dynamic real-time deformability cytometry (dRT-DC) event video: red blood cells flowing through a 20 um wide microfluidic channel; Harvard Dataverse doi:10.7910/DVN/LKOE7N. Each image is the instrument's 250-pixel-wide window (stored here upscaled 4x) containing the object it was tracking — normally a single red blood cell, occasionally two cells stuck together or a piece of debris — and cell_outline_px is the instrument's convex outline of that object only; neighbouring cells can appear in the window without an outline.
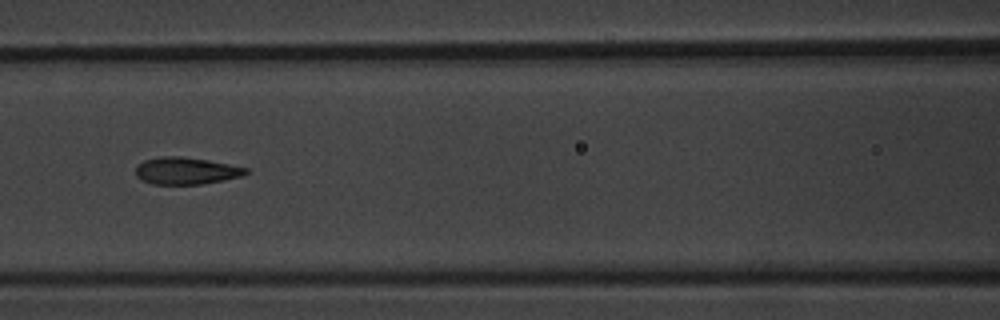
{"species": "common noctule bat (a hibernating species)", "species_latin": "Nyctalus noctula", "temperature_condition": "warm", "stored_images_in_passage": 8, "camera_frame_rate_fps": 3000, "um_per_image_px": 0.085, "animal": {"sex": "male", "body_mass_g": 20.1, "forearm_length_mm": 53.5}, "frame": {"image": 1, "passage_image": 6, "time_ms": 6.0, "image_size_px": [1000, 320], "cell_outline_px": [[248, 172], [240, 176], [224, 180], [200, 184], [152, 184], [140, 180], [136, 176], [136, 164], [144, 160], [160, 156], [184, 156], [208, 160], [248, 168]], "centroid_in_image_um": [15.76, 14.51], "position_along_channel_um": 150.8, "area_um2": 17.46}}
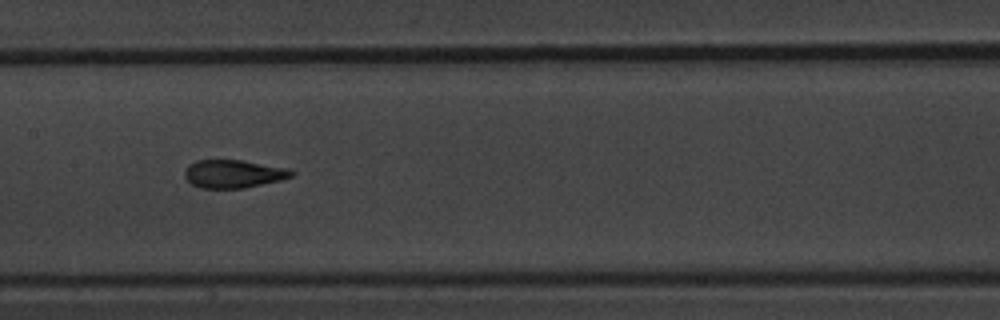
{"frame": {"image": 2, "passage_image": 7, "time_ms": 7.0, "image_size_px": [1000, 320], "cell_outline_px": [[296, 172], [292, 176], [280, 180], [244, 188], [200, 188], [192, 184], [184, 176], [184, 172], [188, 164], [196, 160], [240, 160], [288, 168]], "centroid_in_image_um": [19.83, 14.77], "position_along_channel_um": 187.6, "area_um2": 17.46}}
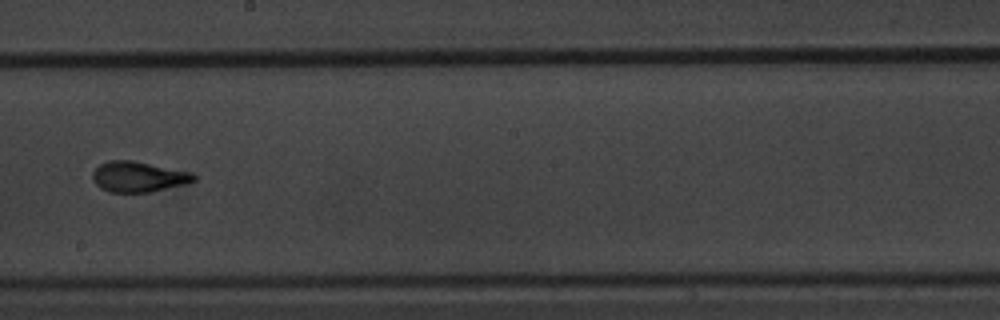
{"frame": {"image": 3, "passage_image": 8, "time_ms": 8.333, "image_size_px": [1000, 320], "cell_outline_px": [[196, 180], [184, 184], [152, 192], [112, 192], [100, 188], [92, 180], [92, 172], [100, 164], [108, 160], [132, 160], [192, 172], [196, 176]], "centroid_in_image_um": [11.75, 15.02], "position_along_channel_um": 236.4, "area_um2": 18.03}}